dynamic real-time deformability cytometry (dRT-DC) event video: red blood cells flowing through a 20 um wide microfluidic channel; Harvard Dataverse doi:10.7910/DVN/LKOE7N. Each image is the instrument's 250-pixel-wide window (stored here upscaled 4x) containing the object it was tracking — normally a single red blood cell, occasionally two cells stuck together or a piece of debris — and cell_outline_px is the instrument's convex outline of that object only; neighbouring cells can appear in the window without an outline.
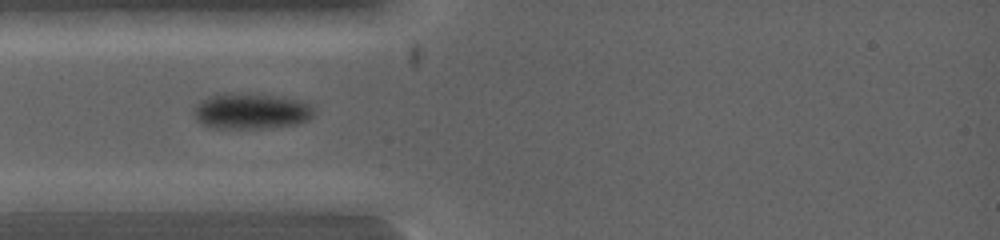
{"species": "common noctule bat (a hibernating species)", "species_latin": "Nyctalus noctula", "temperature_condition": "warm", "stored_images_in_passage": 12, "camera_frame_rate_fps": 5000, "um_per_image_px": 0.085, "animal": {"sex": "female", "body_mass_g": 19.0, "forearm_length_mm": 53.3}, "frame": {"image": 1, "passage_image": 8, "time_ms": 1.4, "image_size_px": [1000, 240], "cell_outline_px": [[316, 116], [300, 124], [272, 128], [208, 128], [196, 120], [196, 108], [204, 100], [216, 96], [256, 96], [288, 100], [304, 104], [312, 108], [316, 112]], "centroid_in_image_um": [21.39, 9.56], "position_along_channel_um": 63.6, "area_um2": 23.29}}
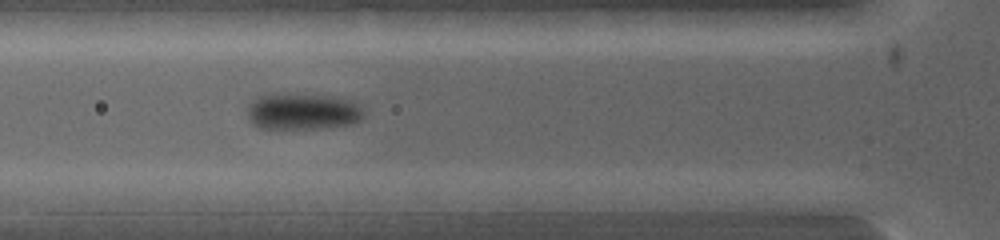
{"frame": {"image": 2, "passage_image": 11, "time_ms": 2.0, "image_size_px": [1000, 240], "cell_outline_px": [[360, 120], [348, 124], [324, 128], [260, 128], [252, 124], [248, 116], [248, 112], [252, 104], [260, 100], [272, 96], [308, 96], [340, 100], [356, 104], [360, 108]], "centroid_in_image_um": [25.7, 9.57], "position_along_channel_um": 100.1, "area_um2": 22.37}}